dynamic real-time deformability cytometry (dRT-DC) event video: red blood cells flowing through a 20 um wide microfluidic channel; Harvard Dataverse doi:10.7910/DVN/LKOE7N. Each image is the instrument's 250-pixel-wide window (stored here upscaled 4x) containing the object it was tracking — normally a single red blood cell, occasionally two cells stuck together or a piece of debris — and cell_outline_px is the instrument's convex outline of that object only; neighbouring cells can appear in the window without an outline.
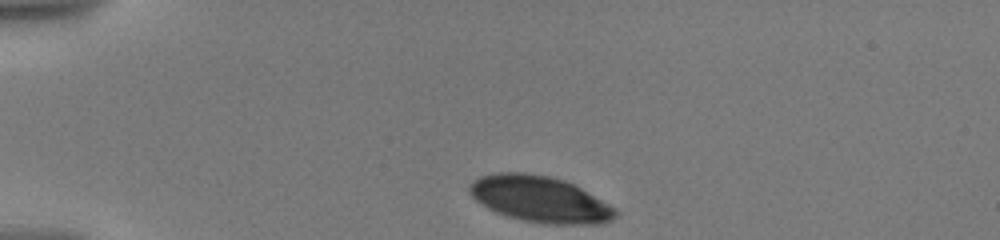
{"species": "human", "species_latin": "Homo sapiens", "temperature_condition": "warm", "stored_images_in_passage": 14, "camera_frame_rate_fps": 3000, "um_per_image_px": 0.085, "donor": {"sex": "male"}, "frame": {"image": 1, "passage_image": 1, "time_ms": 0.0, "image_size_px": [1000, 240], "cell_outline_px": [[616, 216], [612, 220], [600, 224], [544, 224], [524, 220], [508, 216], [496, 212], [488, 208], [476, 200], [468, 192], [468, 188], [472, 180], [480, 176], [496, 172], [524, 172], [548, 176], [564, 180], [580, 188], [616, 208]], "centroid_in_image_um": [45.87, 16.93], "position_along_channel_um": 39.1, "area_um2": 39.13}}
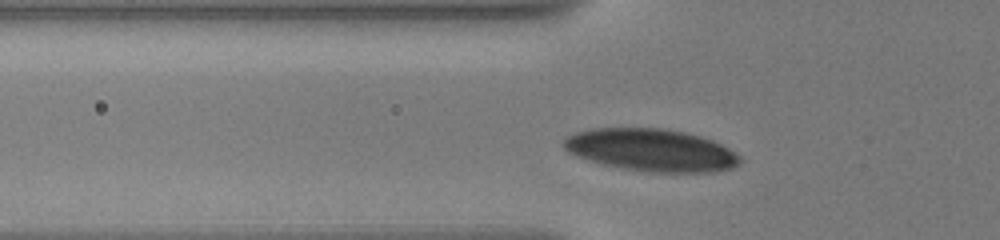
{"frame": {"image": 2, "passage_image": 7, "time_ms": 2.333, "image_size_px": [1000, 240], "cell_outline_px": [[740, 164], [732, 168], [716, 172], [648, 172], [600, 164], [568, 152], [564, 148], [564, 140], [568, 136], [576, 132], [592, 128], [660, 128], [684, 132], [700, 136], [712, 140], [728, 148], [740, 156]], "centroid_in_image_um": [55.37, 12.76], "position_along_channel_um": 70.4, "area_um2": 43.41}}
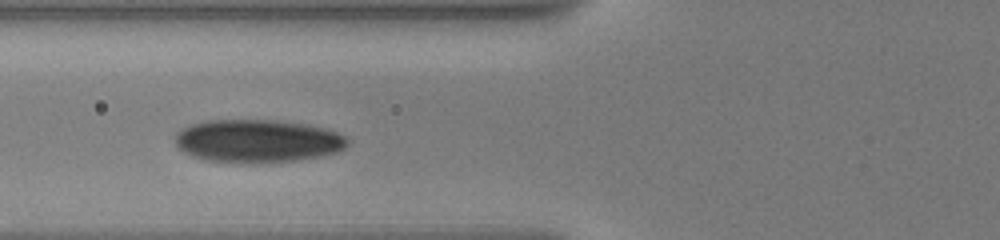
{"frame": {"image": 3, "passage_image": 13, "time_ms": 3.333, "image_size_px": [1000, 240], "cell_outline_px": [[348, 144], [344, 148], [336, 152], [324, 156], [268, 164], [244, 164], [204, 160], [192, 156], [184, 152], [176, 144], [176, 132], [180, 128], [204, 120], [276, 120], [308, 124], [324, 128], [348, 136]], "centroid_in_image_um": [21.9, 12.0], "position_along_channel_um": 103.9, "area_um2": 44.04}}